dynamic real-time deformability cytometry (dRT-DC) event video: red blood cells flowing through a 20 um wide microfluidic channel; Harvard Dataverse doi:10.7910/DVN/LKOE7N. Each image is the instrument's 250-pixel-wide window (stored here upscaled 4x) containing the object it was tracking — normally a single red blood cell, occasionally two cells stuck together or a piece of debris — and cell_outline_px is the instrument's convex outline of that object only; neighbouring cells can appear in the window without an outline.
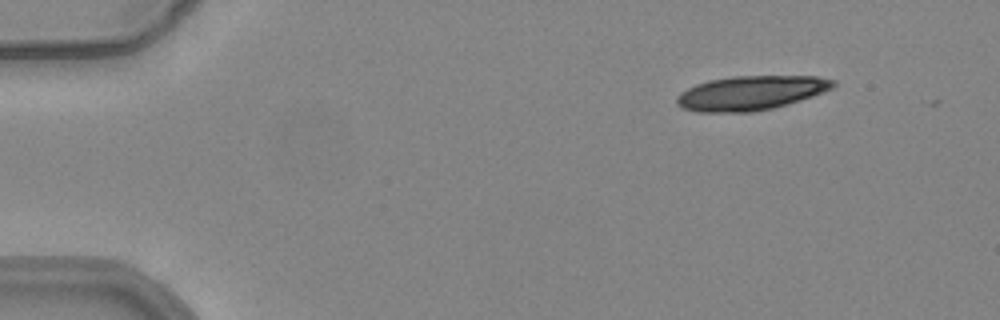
{"species": "common noctule bat (a hibernating species)", "species_latin": "Nyctalus noctula", "temperature_condition": "warm", "stored_images_in_passage": 2, "camera_frame_rate_fps": 3000, "um_per_image_px": 0.085, "animal": {"sex": "female", "body_mass_g": 24.6, "forearm_length_mm": 56.2}, "frame": {"image": 1, "passage_image": 1, "time_ms": 0.0, "image_size_px": [1000, 320], "cell_outline_px": [[836, 84], [832, 88], [824, 92], [800, 100], [772, 108], [752, 112], [696, 112], [684, 108], [676, 104], [676, 96], [680, 92], [696, 84], [708, 80], [732, 76], [816, 76], [836, 80]], "centroid_in_image_um": [63.8, 7.89], "position_along_channel_um": 21.2, "area_um2": 31.33}}